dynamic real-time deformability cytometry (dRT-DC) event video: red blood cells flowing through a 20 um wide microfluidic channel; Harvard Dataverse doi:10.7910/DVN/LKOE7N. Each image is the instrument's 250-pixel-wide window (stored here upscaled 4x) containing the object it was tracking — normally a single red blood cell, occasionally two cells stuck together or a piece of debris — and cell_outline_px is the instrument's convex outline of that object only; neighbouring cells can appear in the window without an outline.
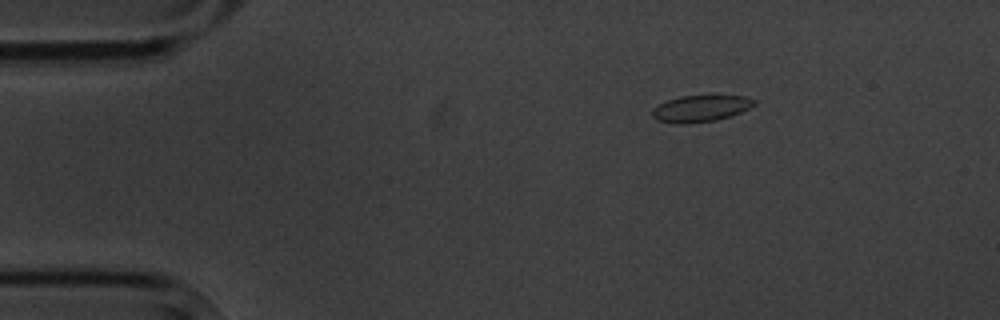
{"species": "common noctule bat (a hibernating species)", "species_latin": "Nyctalus noctula", "temperature_condition": "cold", "stored_images_in_passage": 4, "camera_frame_rate_fps": 3000, "um_per_image_px": 0.085, "animal": {"sex": "male", "body_mass_g": 20.1, "forearm_length_mm": 53.5}, "frame": {"image": 1, "passage_image": 3, "time_ms": 2.333, "image_size_px": [1000, 320], "cell_outline_px": [[756, 104], [740, 112], [716, 120], [680, 124], [676, 124], [656, 120], [652, 116], [652, 108], [668, 100], [680, 96], [708, 92], [712, 92], [744, 96], [756, 100]], "centroid_in_image_um": [59.57, 9.15], "position_along_channel_um": 25.4, "area_um2": 16.53}}